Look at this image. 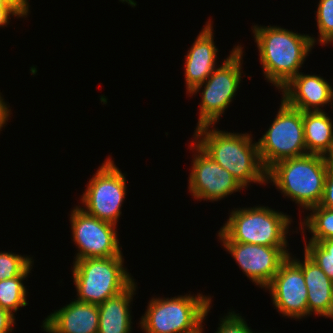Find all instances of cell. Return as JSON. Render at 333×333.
<instances>
[{"mask_svg": "<svg viewBox=\"0 0 333 333\" xmlns=\"http://www.w3.org/2000/svg\"><path fill=\"white\" fill-rule=\"evenodd\" d=\"M9 2L15 3L26 15L29 14V2L28 0H8Z\"/></svg>", "mask_w": 333, "mask_h": 333, "instance_id": "obj_30", "label": "cell"}, {"mask_svg": "<svg viewBox=\"0 0 333 333\" xmlns=\"http://www.w3.org/2000/svg\"><path fill=\"white\" fill-rule=\"evenodd\" d=\"M292 218L268 206L234 208L218 231L221 242H238L279 247L287 256V236Z\"/></svg>", "mask_w": 333, "mask_h": 333, "instance_id": "obj_4", "label": "cell"}, {"mask_svg": "<svg viewBox=\"0 0 333 333\" xmlns=\"http://www.w3.org/2000/svg\"><path fill=\"white\" fill-rule=\"evenodd\" d=\"M15 316L0 307V333H10L15 325Z\"/></svg>", "mask_w": 333, "mask_h": 333, "instance_id": "obj_28", "label": "cell"}, {"mask_svg": "<svg viewBox=\"0 0 333 333\" xmlns=\"http://www.w3.org/2000/svg\"><path fill=\"white\" fill-rule=\"evenodd\" d=\"M123 263L124 256L74 260L76 300L98 305L124 291L134 279Z\"/></svg>", "mask_w": 333, "mask_h": 333, "instance_id": "obj_6", "label": "cell"}, {"mask_svg": "<svg viewBox=\"0 0 333 333\" xmlns=\"http://www.w3.org/2000/svg\"><path fill=\"white\" fill-rule=\"evenodd\" d=\"M243 47L234 46L230 55L217 67L206 81L195 87L188 95L193 96L202 89L197 126L216 125L233 101L240 88L242 78ZM242 62V63H241ZM242 71V72H241Z\"/></svg>", "mask_w": 333, "mask_h": 333, "instance_id": "obj_7", "label": "cell"}, {"mask_svg": "<svg viewBox=\"0 0 333 333\" xmlns=\"http://www.w3.org/2000/svg\"><path fill=\"white\" fill-rule=\"evenodd\" d=\"M32 268L33 263L20 276L0 281V307L12 315L28 305V292L23 280L28 277Z\"/></svg>", "mask_w": 333, "mask_h": 333, "instance_id": "obj_20", "label": "cell"}, {"mask_svg": "<svg viewBox=\"0 0 333 333\" xmlns=\"http://www.w3.org/2000/svg\"><path fill=\"white\" fill-rule=\"evenodd\" d=\"M279 91L289 106L302 112L323 111L329 104L333 107L332 85L320 75L299 72Z\"/></svg>", "mask_w": 333, "mask_h": 333, "instance_id": "obj_14", "label": "cell"}, {"mask_svg": "<svg viewBox=\"0 0 333 333\" xmlns=\"http://www.w3.org/2000/svg\"><path fill=\"white\" fill-rule=\"evenodd\" d=\"M214 127L204 125L196 128L193 141L229 171L243 188L246 189L252 182L267 184V170L261 162L258 143L252 140V134L225 132Z\"/></svg>", "mask_w": 333, "mask_h": 333, "instance_id": "obj_1", "label": "cell"}, {"mask_svg": "<svg viewBox=\"0 0 333 333\" xmlns=\"http://www.w3.org/2000/svg\"><path fill=\"white\" fill-rule=\"evenodd\" d=\"M211 297L198 293L151 298L140 327L144 333H200L211 309Z\"/></svg>", "mask_w": 333, "mask_h": 333, "instance_id": "obj_5", "label": "cell"}, {"mask_svg": "<svg viewBox=\"0 0 333 333\" xmlns=\"http://www.w3.org/2000/svg\"><path fill=\"white\" fill-rule=\"evenodd\" d=\"M219 327L215 333H255L248 327V324L241 315L236 312H228L226 316L220 318Z\"/></svg>", "mask_w": 333, "mask_h": 333, "instance_id": "obj_25", "label": "cell"}, {"mask_svg": "<svg viewBox=\"0 0 333 333\" xmlns=\"http://www.w3.org/2000/svg\"><path fill=\"white\" fill-rule=\"evenodd\" d=\"M10 16L16 18L27 17L19 7H0V27H5L9 24Z\"/></svg>", "mask_w": 333, "mask_h": 333, "instance_id": "obj_27", "label": "cell"}, {"mask_svg": "<svg viewBox=\"0 0 333 333\" xmlns=\"http://www.w3.org/2000/svg\"><path fill=\"white\" fill-rule=\"evenodd\" d=\"M257 143L259 156L266 170L278 161L307 154L303 112L281 99L272 124Z\"/></svg>", "mask_w": 333, "mask_h": 333, "instance_id": "obj_8", "label": "cell"}, {"mask_svg": "<svg viewBox=\"0 0 333 333\" xmlns=\"http://www.w3.org/2000/svg\"><path fill=\"white\" fill-rule=\"evenodd\" d=\"M190 150L194 152L189 174L188 188L195 200L220 201L243 187L225 168L208 156L194 141Z\"/></svg>", "mask_w": 333, "mask_h": 333, "instance_id": "obj_11", "label": "cell"}, {"mask_svg": "<svg viewBox=\"0 0 333 333\" xmlns=\"http://www.w3.org/2000/svg\"><path fill=\"white\" fill-rule=\"evenodd\" d=\"M290 255L303 271L308 291V316L313 313V315L329 318L333 307V281L305 253L302 262L292 254Z\"/></svg>", "mask_w": 333, "mask_h": 333, "instance_id": "obj_17", "label": "cell"}, {"mask_svg": "<svg viewBox=\"0 0 333 333\" xmlns=\"http://www.w3.org/2000/svg\"><path fill=\"white\" fill-rule=\"evenodd\" d=\"M125 176L108 157L88 181L80 198L85 206L79 207L90 216L117 225L127 195Z\"/></svg>", "mask_w": 333, "mask_h": 333, "instance_id": "obj_9", "label": "cell"}, {"mask_svg": "<svg viewBox=\"0 0 333 333\" xmlns=\"http://www.w3.org/2000/svg\"><path fill=\"white\" fill-rule=\"evenodd\" d=\"M329 318L333 319V307H332L331 314H330Z\"/></svg>", "mask_w": 333, "mask_h": 333, "instance_id": "obj_32", "label": "cell"}, {"mask_svg": "<svg viewBox=\"0 0 333 333\" xmlns=\"http://www.w3.org/2000/svg\"><path fill=\"white\" fill-rule=\"evenodd\" d=\"M212 25V21L209 19L185 56L186 94L204 83L217 68L216 61L219 51L214 44Z\"/></svg>", "mask_w": 333, "mask_h": 333, "instance_id": "obj_15", "label": "cell"}, {"mask_svg": "<svg viewBox=\"0 0 333 333\" xmlns=\"http://www.w3.org/2000/svg\"><path fill=\"white\" fill-rule=\"evenodd\" d=\"M304 138L307 153L333 159V121L325 111L303 112Z\"/></svg>", "mask_w": 333, "mask_h": 333, "instance_id": "obj_19", "label": "cell"}, {"mask_svg": "<svg viewBox=\"0 0 333 333\" xmlns=\"http://www.w3.org/2000/svg\"><path fill=\"white\" fill-rule=\"evenodd\" d=\"M319 206L333 210V165L326 175L323 196Z\"/></svg>", "mask_w": 333, "mask_h": 333, "instance_id": "obj_26", "label": "cell"}, {"mask_svg": "<svg viewBox=\"0 0 333 333\" xmlns=\"http://www.w3.org/2000/svg\"><path fill=\"white\" fill-rule=\"evenodd\" d=\"M137 285L133 281L124 291L98 304V333H131V302Z\"/></svg>", "mask_w": 333, "mask_h": 333, "instance_id": "obj_18", "label": "cell"}, {"mask_svg": "<svg viewBox=\"0 0 333 333\" xmlns=\"http://www.w3.org/2000/svg\"><path fill=\"white\" fill-rule=\"evenodd\" d=\"M263 76L278 90L300 72L317 42L309 34L295 33L279 26L252 27Z\"/></svg>", "mask_w": 333, "mask_h": 333, "instance_id": "obj_2", "label": "cell"}, {"mask_svg": "<svg viewBox=\"0 0 333 333\" xmlns=\"http://www.w3.org/2000/svg\"><path fill=\"white\" fill-rule=\"evenodd\" d=\"M69 221L78 248L75 260L123 256L115 224L90 216L77 205Z\"/></svg>", "mask_w": 333, "mask_h": 333, "instance_id": "obj_10", "label": "cell"}, {"mask_svg": "<svg viewBox=\"0 0 333 333\" xmlns=\"http://www.w3.org/2000/svg\"><path fill=\"white\" fill-rule=\"evenodd\" d=\"M1 95L0 92V131H2L1 129L7 125L9 117H11V109H9V106H7L8 104L5 103Z\"/></svg>", "mask_w": 333, "mask_h": 333, "instance_id": "obj_29", "label": "cell"}, {"mask_svg": "<svg viewBox=\"0 0 333 333\" xmlns=\"http://www.w3.org/2000/svg\"><path fill=\"white\" fill-rule=\"evenodd\" d=\"M266 289L270 292L274 309L281 315L294 319L308 317V291L303 271L290 256L281 263Z\"/></svg>", "mask_w": 333, "mask_h": 333, "instance_id": "obj_12", "label": "cell"}, {"mask_svg": "<svg viewBox=\"0 0 333 333\" xmlns=\"http://www.w3.org/2000/svg\"><path fill=\"white\" fill-rule=\"evenodd\" d=\"M34 261L32 257L0 252V281L20 276Z\"/></svg>", "mask_w": 333, "mask_h": 333, "instance_id": "obj_23", "label": "cell"}, {"mask_svg": "<svg viewBox=\"0 0 333 333\" xmlns=\"http://www.w3.org/2000/svg\"><path fill=\"white\" fill-rule=\"evenodd\" d=\"M316 11L318 42L327 45L333 40V0H319Z\"/></svg>", "mask_w": 333, "mask_h": 333, "instance_id": "obj_24", "label": "cell"}, {"mask_svg": "<svg viewBox=\"0 0 333 333\" xmlns=\"http://www.w3.org/2000/svg\"><path fill=\"white\" fill-rule=\"evenodd\" d=\"M243 273L256 286L266 288L288 257L279 247L249 243L222 242Z\"/></svg>", "mask_w": 333, "mask_h": 333, "instance_id": "obj_13", "label": "cell"}, {"mask_svg": "<svg viewBox=\"0 0 333 333\" xmlns=\"http://www.w3.org/2000/svg\"><path fill=\"white\" fill-rule=\"evenodd\" d=\"M311 211L305 216L304 221L300 222V229L305 233V229L312 233L308 242L323 241L333 239V210L323 206H314L308 209ZM304 231V232H303Z\"/></svg>", "mask_w": 333, "mask_h": 333, "instance_id": "obj_21", "label": "cell"}, {"mask_svg": "<svg viewBox=\"0 0 333 333\" xmlns=\"http://www.w3.org/2000/svg\"><path fill=\"white\" fill-rule=\"evenodd\" d=\"M304 253L312 259L333 281V239L323 241L308 242L304 236Z\"/></svg>", "mask_w": 333, "mask_h": 333, "instance_id": "obj_22", "label": "cell"}, {"mask_svg": "<svg viewBox=\"0 0 333 333\" xmlns=\"http://www.w3.org/2000/svg\"><path fill=\"white\" fill-rule=\"evenodd\" d=\"M333 159L307 153L276 162L267 170V184L272 183L283 197L295 201L308 210L319 205L324 191L325 178Z\"/></svg>", "mask_w": 333, "mask_h": 333, "instance_id": "obj_3", "label": "cell"}, {"mask_svg": "<svg viewBox=\"0 0 333 333\" xmlns=\"http://www.w3.org/2000/svg\"><path fill=\"white\" fill-rule=\"evenodd\" d=\"M42 323L47 333H98V305L74 299L48 315Z\"/></svg>", "mask_w": 333, "mask_h": 333, "instance_id": "obj_16", "label": "cell"}, {"mask_svg": "<svg viewBox=\"0 0 333 333\" xmlns=\"http://www.w3.org/2000/svg\"><path fill=\"white\" fill-rule=\"evenodd\" d=\"M0 7H18L15 3L8 0H0Z\"/></svg>", "mask_w": 333, "mask_h": 333, "instance_id": "obj_31", "label": "cell"}]
</instances>
